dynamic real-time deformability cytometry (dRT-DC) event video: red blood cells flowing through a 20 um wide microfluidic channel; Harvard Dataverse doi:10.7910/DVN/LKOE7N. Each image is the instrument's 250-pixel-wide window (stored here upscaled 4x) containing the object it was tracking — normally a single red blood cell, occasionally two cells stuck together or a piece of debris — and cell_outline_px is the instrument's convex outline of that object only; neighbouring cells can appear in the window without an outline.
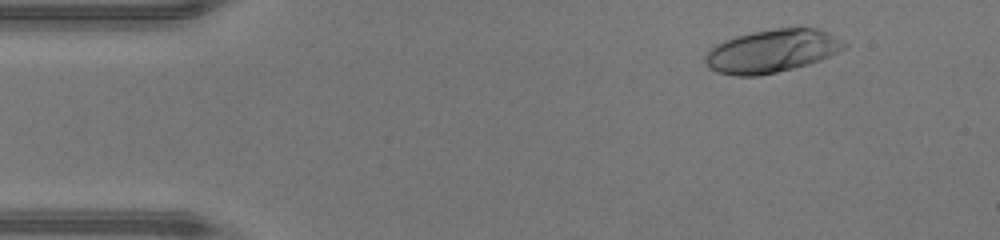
{"species": "human", "species_latin": "Homo sapiens", "temperature_condition": "warm", "stored_images_in_passage": 45, "camera_frame_rate_fps": 3000, "um_per_image_px": 0.085, "donor": {"sex": "male"}, "frame": {"image": 1, "passage_image": 4, "time_ms": 1.0, "image_size_px": [1000, 240], "cell_outline_px": [[848, 48], [820, 60], [808, 64], [776, 72], [756, 76], [736, 76], [716, 72], [704, 60], [704, 56], [716, 44], [724, 40], [736, 36], [752, 32], [776, 28], [816, 28], [828, 32], [848, 44]], "centroid_in_image_um": [65.64, 4.33], "position_along_channel_um": 19.4, "area_um2": 34.74}}
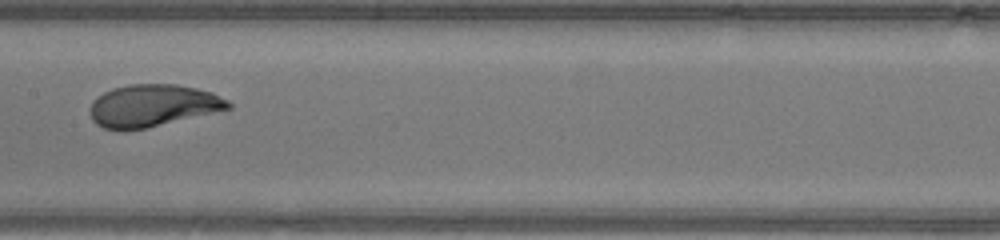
{"frame": {"image": 2, "passage_image": 22, "time_ms": 7.0, "image_size_px": [1000, 240], "cell_outline_px": [[232, 108], [148, 128], [120, 132], [104, 128], [96, 124], [92, 120], [92, 104], [104, 92], [112, 88], [128, 84], [176, 84], [196, 88], [212, 92], [228, 100], [232, 104]], "centroid_in_image_um": [13.01, 8.99], "position_along_channel_um": 194.4, "area_um2": 34.1}}
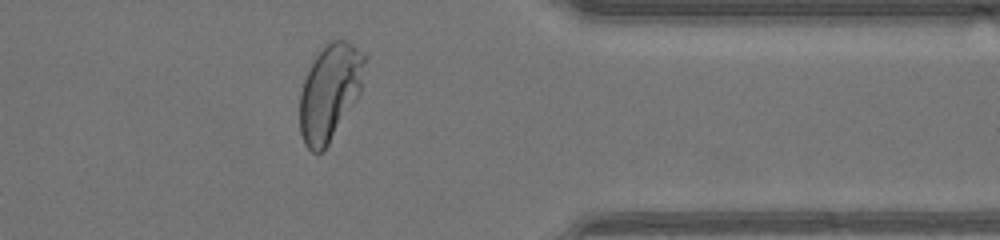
{"frame": {"image": 3, "passage_image": 36, "time_ms": 11.667, "image_size_px": [1000, 240], "cell_outline_px": [[368, 56], [360, 92], [356, 100], [328, 144], [320, 152], [312, 152], [304, 144], [300, 132], [300, 92], [304, 80], [316, 56], [324, 44], [332, 40], [344, 40], [352, 44], [364, 52]], "centroid_in_image_um": [28.05, 7.8], "position_along_channel_um": 383.3, "area_um2": 36.3}, "authors_computed_cell_mechanics": {"area_um2": 34.102, "velocity_mm_per_s": 4.3869, "shape_relaxation_time_tau1_ms": 2.9817, "shape_relaxation_time_tau2_ms": null, "deformation_change_tau1": 0.199, "deformation_change_tau2": null}}